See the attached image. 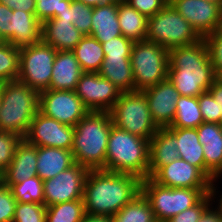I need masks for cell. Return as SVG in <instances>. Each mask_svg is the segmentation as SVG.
Returning <instances> with one entry per match:
<instances>
[{
	"mask_svg": "<svg viewBox=\"0 0 222 222\" xmlns=\"http://www.w3.org/2000/svg\"><path fill=\"white\" fill-rule=\"evenodd\" d=\"M141 181L132 174L89 170L83 192L85 212L113 216L141 193Z\"/></svg>",
	"mask_w": 222,
	"mask_h": 222,
	"instance_id": "cell-1",
	"label": "cell"
},
{
	"mask_svg": "<svg viewBox=\"0 0 222 222\" xmlns=\"http://www.w3.org/2000/svg\"><path fill=\"white\" fill-rule=\"evenodd\" d=\"M168 78L182 96L198 97L209 91L216 74L203 38L169 50Z\"/></svg>",
	"mask_w": 222,
	"mask_h": 222,
	"instance_id": "cell-2",
	"label": "cell"
},
{
	"mask_svg": "<svg viewBox=\"0 0 222 222\" xmlns=\"http://www.w3.org/2000/svg\"><path fill=\"white\" fill-rule=\"evenodd\" d=\"M113 122L109 112L90 111L74 126L72 150L75 163L88 170L105 168L109 133Z\"/></svg>",
	"mask_w": 222,
	"mask_h": 222,
	"instance_id": "cell-3",
	"label": "cell"
},
{
	"mask_svg": "<svg viewBox=\"0 0 222 222\" xmlns=\"http://www.w3.org/2000/svg\"><path fill=\"white\" fill-rule=\"evenodd\" d=\"M149 140L121 130L114 125L109 133L105 168L103 170L127 173L148 178Z\"/></svg>",
	"mask_w": 222,
	"mask_h": 222,
	"instance_id": "cell-4",
	"label": "cell"
},
{
	"mask_svg": "<svg viewBox=\"0 0 222 222\" xmlns=\"http://www.w3.org/2000/svg\"><path fill=\"white\" fill-rule=\"evenodd\" d=\"M0 89V131L24 138L39 111V92L18 80L0 83Z\"/></svg>",
	"mask_w": 222,
	"mask_h": 222,
	"instance_id": "cell-5",
	"label": "cell"
},
{
	"mask_svg": "<svg viewBox=\"0 0 222 222\" xmlns=\"http://www.w3.org/2000/svg\"><path fill=\"white\" fill-rule=\"evenodd\" d=\"M213 188H169L151 178L141 181V192L150 202L157 222H167L178 213L196 205Z\"/></svg>",
	"mask_w": 222,
	"mask_h": 222,
	"instance_id": "cell-6",
	"label": "cell"
},
{
	"mask_svg": "<svg viewBox=\"0 0 222 222\" xmlns=\"http://www.w3.org/2000/svg\"><path fill=\"white\" fill-rule=\"evenodd\" d=\"M201 39L169 2L158 13L148 18L145 40L157 43L168 51L197 43Z\"/></svg>",
	"mask_w": 222,
	"mask_h": 222,
	"instance_id": "cell-7",
	"label": "cell"
},
{
	"mask_svg": "<svg viewBox=\"0 0 222 222\" xmlns=\"http://www.w3.org/2000/svg\"><path fill=\"white\" fill-rule=\"evenodd\" d=\"M109 113L115 127L149 141L159 129L142 91L122 92Z\"/></svg>",
	"mask_w": 222,
	"mask_h": 222,
	"instance_id": "cell-8",
	"label": "cell"
},
{
	"mask_svg": "<svg viewBox=\"0 0 222 222\" xmlns=\"http://www.w3.org/2000/svg\"><path fill=\"white\" fill-rule=\"evenodd\" d=\"M130 61L135 91H142L168 78L169 51L157 43L134 42Z\"/></svg>",
	"mask_w": 222,
	"mask_h": 222,
	"instance_id": "cell-9",
	"label": "cell"
},
{
	"mask_svg": "<svg viewBox=\"0 0 222 222\" xmlns=\"http://www.w3.org/2000/svg\"><path fill=\"white\" fill-rule=\"evenodd\" d=\"M56 53L57 50L42 39L38 43L21 47L17 80L39 93L48 90Z\"/></svg>",
	"mask_w": 222,
	"mask_h": 222,
	"instance_id": "cell-10",
	"label": "cell"
},
{
	"mask_svg": "<svg viewBox=\"0 0 222 222\" xmlns=\"http://www.w3.org/2000/svg\"><path fill=\"white\" fill-rule=\"evenodd\" d=\"M39 112L74 127L90 111L75 91L48 89L39 93Z\"/></svg>",
	"mask_w": 222,
	"mask_h": 222,
	"instance_id": "cell-11",
	"label": "cell"
},
{
	"mask_svg": "<svg viewBox=\"0 0 222 222\" xmlns=\"http://www.w3.org/2000/svg\"><path fill=\"white\" fill-rule=\"evenodd\" d=\"M89 170L78 163L60 172L57 176L43 181L44 205L73 200H83L84 186Z\"/></svg>",
	"mask_w": 222,
	"mask_h": 222,
	"instance_id": "cell-12",
	"label": "cell"
},
{
	"mask_svg": "<svg viewBox=\"0 0 222 222\" xmlns=\"http://www.w3.org/2000/svg\"><path fill=\"white\" fill-rule=\"evenodd\" d=\"M75 93L89 111L109 112L121 91L99 73L84 72L79 79Z\"/></svg>",
	"mask_w": 222,
	"mask_h": 222,
	"instance_id": "cell-13",
	"label": "cell"
},
{
	"mask_svg": "<svg viewBox=\"0 0 222 222\" xmlns=\"http://www.w3.org/2000/svg\"><path fill=\"white\" fill-rule=\"evenodd\" d=\"M73 136V126L60 123L38 111L23 139L37 147L72 150Z\"/></svg>",
	"mask_w": 222,
	"mask_h": 222,
	"instance_id": "cell-14",
	"label": "cell"
},
{
	"mask_svg": "<svg viewBox=\"0 0 222 222\" xmlns=\"http://www.w3.org/2000/svg\"><path fill=\"white\" fill-rule=\"evenodd\" d=\"M175 10L204 38L221 26L222 7L207 0H169Z\"/></svg>",
	"mask_w": 222,
	"mask_h": 222,
	"instance_id": "cell-15",
	"label": "cell"
},
{
	"mask_svg": "<svg viewBox=\"0 0 222 222\" xmlns=\"http://www.w3.org/2000/svg\"><path fill=\"white\" fill-rule=\"evenodd\" d=\"M151 179L169 188H213V182L198 168L183 159L161 167Z\"/></svg>",
	"mask_w": 222,
	"mask_h": 222,
	"instance_id": "cell-16",
	"label": "cell"
},
{
	"mask_svg": "<svg viewBox=\"0 0 222 222\" xmlns=\"http://www.w3.org/2000/svg\"><path fill=\"white\" fill-rule=\"evenodd\" d=\"M142 92L148 101L153 122L158 128L170 127L176 114V103L180 94L169 78Z\"/></svg>",
	"mask_w": 222,
	"mask_h": 222,
	"instance_id": "cell-17",
	"label": "cell"
},
{
	"mask_svg": "<svg viewBox=\"0 0 222 222\" xmlns=\"http://www.w3.org/2000/svg\"><path fill=\"white\" fill-rule=\"evenodd\" d=\"M84 36L71 21L51 18L42 23L41 39L57 51H72Z\"/></svg>",
	"mask_w": 222,
	"mask_h": 222,
	"instance_id": "cell-18",
	"label": "cell"
},
{
	"mask_svg": "<svg viewBox=\"0 0 222 222\" xmlns=\"http://www.w3.org/2000/svg\"><path fill=\"white\" fill-rule=\"evenodd\" d=\"M177 146V137L168 128L157 130L149 141V178L161 167L179 158Z\"/></svg>",
	"mask_w": 222,
	"mask_h": 222,
	"instance_id": "cell-19",
	"label": "cell"
},
{
	"mask_svg": "<svg viewBox=\"0 0 222 222\" xmlns=\"http://www.w3.org/2000/svg\"><path fill=\"white\" fill-rule=\"evenodd\" d=\"M37 146L27 143L24 139L17 145L10 165L0 179L10 186L15 182L37 176Z\"/></svg>",
	"mask_w": 222,
	"mask_h": 222,
	"instance_id": "cell-20",
	"label": "cell"
},
{
	"mask_svg": "<svg viewBox=\"0 0 222 222\" xmlns=\"http://www.w3.org/2000/svg\"><path fill=\"white\" fill-rule=\"evenodd\" d=\"M83 73L72 51H57L49 89L74 91Z\"/></svg>",
	"mask_w": 222,
	"mask_h": 222,
	"instance_id": "cell-21",
	"label": "cell"
},
{
	"mask_svg": "<svg viewBox=\"0 0 222 222\" xmlns=\"http://www.w3.org/2000/svg\"><path fill=\"white\" fill-rule=\"evenodd\" d=\"M178 142L179 158L198 167L213 183L216 176L205 166L203 145L199 142L196 128H168Z\"/></svg>",
	"mask_w": 222,
	"mask_h": 222,
	"instance_id": "cell-22",
	"label": "cell"
},
{
	"mask_svg": "<svg viewBox=\"0 0 222 222\" xmlns=\"http://www.w3.org/2000/svg\"><path fill=\"white\" fill-rule=\"evenodd\" d=\"M196 129L205 166L217 177L222 171V124L203 122Z\"/></svg>",
	"mask_w": 222,
	"mask_h": 222,
	"instance_id": "cell-23",
	"label": "cell"
},
{
	"mask_svg": "<svg viewBox=\"0 0 222 222\" xmlns=\"http://www.w3.org/2000/svg\"><path fill=\"white\" fill-rule=\"evenodd\" d=\"M41 28L35 14L14 10L9 23V43L19 48L38 43Z\"/></svg>",
	"mask_w": 222,
	"mask_h": 222,
	"instance_id": "cell-24",
	"label": "cell"
},
{
	"mask_svg": "<svg viewBox=\"0 0 222 222\" xmlns=\"http://www.w3.org/2000/svg\"><path fill=\"white\" fill-rule=\"evenodd\" d=\"M75 164L71 150L55 147H37V176L45 181Z\"/></svg>",
	"mask_w": 222,
	"mask_h": 222,
	"instance_id": "cell-25",
	"label": "cell"
},
{
	"mask_svg": "<svg viewBox=\"0 0 222 222\" xmlns=\"http://www.w3.org/2000/svg\"><path fill=\"white\" fill-rule=\"evenodd\" d=\"M120 35L122 34L118 21V3H105L93 7L90 36L104 43Z\"/></svg>",
	"mask_w": 222,
	"mask_h": 222,
	"instance_id": "cell-26",
	"label": "cell"
},
{
	"mask_svg": "<svg viewBox=\"0 0 222 222\" xmlns=\"http://www.w3.org/2000/svg\"><path fill=\"white\" fill-rule=\"evenodd\" d=\"M98 73L111 81L121 92L135 91L130 57H104Z\"/></svg>",
	"mask_w": 222,
	"mask_h": 222,
	"instance_id": "cell-27",
	"label": "cell"
},
{
	"mask_svg": "<svg viewBox=\"0 0 222 222\" xmlns=\"http://www.w3.org/2000/svg\"><path fill=\"white\" fill-rule=\"evenodd\" d=\"M121 34L133 42L143 41L147 35L148 18L125 1L118 3Z\"/></svg>",
	"mask_w": 222,
	"mask_h": 222,
	"instance_id": "cell-28",
	"label": "cell"
},
{
	"mask_svg": "<svg viewBox=\"0 0 222 222\" xmlns=\"http://www.w3.org/2000/svg\"><path fill=\"white\" fill-rule=\"evenodd\" d=\"M72 52L83 72H99L105 55L102 44L96 38L85 35Z\"/></svg>",
	"mask_w": 222,
	"mask_h": 222,
	"instance_id": "cell-29",
	"label": "cell"
},
{
	"mask_svg": "<svg viewBox=\"0 0 222 222\" xmlns=\"http://www.w3.org/2000/svg\"><path fill=\"white\" fill-rule=\"evenodd\" d=\"M203 122L198 97L180 95L175 117L167 128H197Z\"/></svg>",
	"mask_w": 222,
	"mask_h": 222,
	"instance_id": "cell-30",
	"label": "cell"
},
{
	"mask_svg": "<svg viewBox=\"0 0 222 222\" xmlns=\"http://www.w3.org/2000/svg\"><path fill=\"white\" fill-rule=\"evenodd\" d=\"M111 218L113 222H157L150 202L142 192Z\"/></svg>",
	"mask_w": 222,
	"mask_h": 222,
	"instance_id": "cell-31",
	"label": "cell"
},
{
	"mask_svg": "<svg viewBox=\"0 0 222 222\" xmlns=\"http://www.w3.org/2000/svg\"><path fill=\"white\" fill-rule=\"evenodd\" d=\"M85 214L83 200L62 202L46 207L45 222H81Z\"/></svg>",
	"mask_w": 222,
	"mask_h": 222,
	"instance_id": "cell-32",
	"label": "cell"
},
{
	"mask_svg": "<svg viewBox=\"0 0 222 222\" xmlns=\"http://www.w3.org/2000/svg\"><path fill=\"white\" fill-rule=\"evenodd\" d=\"M9 187L17 202L44 204L43 180L38 176L15 182Z\"/></svg>",
	"mask_w": 222,
	"mask_h": 222,
	"instance_id": "cell-33",
	"label": "cell"
},
{
	"mask_svg": "<svg viewBox=\"0 0 222 222\" xmlns=\"http://www.w3.org/2000/svg\"><path fill=\"white\" fill-rule=\"evenodd\" d=\"M92 14L93 7L72 0L71 7H66L56 18L71 21L83 35H91Z\"/></svg>",
	"mask_w": 222,
	"mask_h": 222,
	"instance_id": "cell-34",
	"label": "cell"
},
{
	"mask_svg": "<svg viewBox=\"0 0 222 222\" xmlns=\"http://www.w3.org/2000/svg\"><path fill=\"white\" fill-rule=\"evenodd\" d=\"M20 48L4 42L0 44V83L15 81L19 77Z\"/></svg>",
	"mask_w": 222,
	"mask_h": 222,
	"instance_id": "cell-35",
	"label": "cell"
},
{
	"mask_svg": "<svg viewBox=\"0 0 222 222\" xmlns=\"http://www.w3.org/2000/svg\"><path fill=\"white\" fill-rule=\"evenodd\" d=\"M46 206L40 203H20L15 206L13 222H45Z\"/></svg>",
	"mask_w": 222,
	"mask_h": 222,
	"instance_id": "cell-36",
	"label": "cell"
},
{
	"mask_svg": "<svg viewBox=\"0 0 222 222\" xmlns=\"http://www.w3.org/2000/svg\"><path fill=\"white\" fill-rule=\"evenodd\" d=\"M22 139L15 133L0 131V177L10 165L15 149Z\"/></svg>",
	"mask_w": 222,
	"mask_h": 222,
	"instance_id": "cell-37",
	"label": "cell"
},
{
	"mask_svg": "<svg viewBox=\"0 0 222 222\" xmlns=\"http://www.w3.org/2000/svg\"><path fill=\"white\" fill-rule=\"evenodd\" d=\"M71 2L72 0H36V18L41 24L56 18L66 7H71Z\"/></svg>",
	"mask_w": 222,
	"mask_h": 222,
	"instance_id": "cell-38",
	"label": "cell"
},
{
	"mask_svg": "<svg viewBox=\"0 0 222 222\" xmlns=\"http://www.w3.org/2000/svg\"><path fill=\"white\" fill-rule=\"evenodd\" d=\"M213 192L206 194L196 205L170 218L167 222H197L203 212L215 202Z\"/></svg>",
	"mask_w": 222,
	"mask_h": 222,
	"instance_id": "cell-39",
	"label": "cell"
},
{
	"mask_svg": "<svg viewBox=\"0 0 222 222\" xmlns=\"http://www.w3.org/2000/svg\"><path fill=\"white\" fill-rule=\"evenodd\" d=\"M207 44L210 62L215 74L222 71V30L219 28L203 38Z\"/></svg>",
	"mask_w": 222,
	"mask_h": 222,
	"instance_id": "cell-40",
	"label": "cell"
},
{
	"mask_svg": "<svg viewBox=\"0 0 222 222\" xmlns=\"http://www.w3.org/2000/svg\"><path fill=\"white\" fill-rule=\"evenodd\" d=\"M101 44L104 57H130L134 42L120 35Z\"/></svg>",
	"mask_w": 222,
	"mask_h": 222,
	"instance_id": "cell-41",
	"label": "cell"
},
{
	"mask_svg": "<svg viewBox=\"0 0 222 222\" xmlns=\"http://www.w3.org/2000/svg\"><path fill=\"white\" fill-rule=\"evenodd\" d=\"M16 203L10 187L0 179V222H13Z\"/></svg>",
	"mask_w": 222,
	"mask_h": 222,
	"instance_id": "cell-42",
	"label": "cell"
},
{
	"mask_svg": "<svg viewBox=\"0 0 222 222\" xmlns=\"http://www.w3.org/2000/svg\"><path fill=\"white\" fill-rule=\"evenodd\" d=\"M198 103L204 122L220 124V115H217V102L209 91L198 96Z\"/></svg>",
	"mask_w": 222,
	"mask_h": 222,
	"instance_id": "cell-43",
	"label": "cell"
},
{
	"mask_svg": "<svg viewBox=\"0 0 222 222\" xmlns=\"http://www.w3.org/2000/svg\"><path fill=\"white\" fill-rule=\"evenodd\" d=\"M147 18L158 13L169 0H124Z\"/></svg>",
	"mask_w": 222,
	"mask_h": 222,
	"instance_id": "cell-44",
	"label": "cell"
},
{
	"mask_svg": "<svg viewBox=\"0 0 222 222\" xmlns=\"http://www.w3.org/2000/svg\"><path fill=\"white\" fill-rule=\"evenodd\" d=\"M0 4L7 6L12 11L21 10L35 14L36 0H0Z\"/></svg>",
	"mask_w": 222,
	"mask_h": 222,
	"instance_id": "cell-45",
	"label": "cell"
},
{
	"mask_svg": "<svg viewBox=\"0 0 222 222\" xmlns=\"http://www.w3.org/2000/svg\"><path fill=\"white\" fill-rule=\"evenodd\" d=\"M13 11L7 6L0 4V34L9 43V23Z\"/></svg>",
	"mask_w": 222,
	"mask_h": 222,
	"instance_id": "cell-46",
	"label": "cell"
},
{
	"mask_svg": "<svg viewBox=\"0 0 222 222\" xmlns=\"http://www.w3.org/2000/svg\"><path fill=\"white\" fill-rule=\"evenodd\" d=\"M212 203L202 214L197 222H222V209Z\"/></svg>",
	"mask_w": 222,
	"mask_h": 222,
	"instance_id": "cell-47",
	"label": "cell"
},
{
	"mask_svg": "<svg viewBox=\"0 0 222 222\" xmlns=\"http://www.w3.org/2000/svg\"><path fill=\"white\" fill-rule=\"evenodd\" d=\"M209 92L217 102V115H220V124H222V84L215 80Z\"/></svg>",
	"mask_w": 222,
	"mask_h": 222,
	"instance_id": "cell-48",
	"label": "cell"
},
{
	"mask_svg": "<svg viewBox=\"0 0 222 222\" xmlns=\"http://www.w3.org/2000/svg\"><path fill=\"white\" fill-rule=\"evenodd\" d=\"M81 222H113L111 216L85 214Z\"/></svg>",
	"mask_w": 222,
	"mask_h": 222,
	"instance_id": "cell-49",
	"label": "cell"
},
{
	"mask_svg": "<svg viewBox=\"0 0 222 222\" xmlns=\"http://www.w3.org/2000/svg\"><path fill=\"white\" fill-rule=\"evenodd\" d=\"M217 187H218V185L216 186V184H213L212 192H213L214 198H216V199H214V200H216L215 203L218 202L217 205L222 209V192ZM219 192H220V194H219Z\"/></svg>",
	"mask_w": 222,
	"mask_h": 222,
	"instance_id": "cell-50",
	"label": "cell"
},
{
	"mask_svg": "<svg viewBox=\"0 0 222 222\" xmlns=\"http://www.w3.org/2000/svg\"><path fill=\"white\" fill-rule=\"evenodd\" d=\"M75 1L82 2L90 7H96L102 4V0H75Z\"/></svg>",
	"mask_w": 222,
	"mask_h": 222,
	"instance_id": "cell-51",
	"label": "cell"
},
{
	"mask_svg": "<svg viewBox=\"0 0 222 222\" xmlns=\"http://www.w3.org/2000/svg\"><path fill=\"white\" fill-rule=\"evenodd\" d=\"M124 0H102V4H113V3H119L122 2Z\"/></svg>",
	"mask_w": 222,
	"mask_h": 222,
	"instance_id": "cell-52",
	"label": "cell"
},
{
	"mask_svg": "<svg viewBox=\"0 0 222 222\" xmlns=\"http://www.w3.org/2000/svg\"><path fill=\"white\" fill-rule=\"evenodd\" d=\"M216 80L222 84V71L216 74Z\"/></svg>",
	"mask_w": 222,
	"mask_h": 222,
	"instance_id": "cell-53",
	"label": "cell"
},
{
	"mask_svg": "<svg viewBox=\"0 0 222 222\" xmlns=\"http://www.w3.org/2000/svg\"><path fill=\"white\" fill-rule=\"evenodd\" d=\"M207 1L214 2L222 7V0H207Z\"/></svg>",
	"mask_w": 222,
	"mask_h": 222,
	"instance_id": "cell-54",
	"label": "cell"
},
{
	"mask_svg": "<svg viewBox=\"0 0 222 222\" xmlns=\"http://www.w3.org/2000/svg\"><path fill=\"white\" fill-rule=\"evenodd\" d=\"M221 176H222V171H221V172L218 174V176L216 177L214 184H216V185L218 184L217 181L219 182L218 179H222Z\"/></svg>",
	"mask_w": 222,
	"mask_h": 222,
	"instance_id": "cell-55",
	"label": "cell"
},
{
	"mask_svg": "<svg viewBox=\"0 0 222 222\" xmlns=\"http://www.w3.org/2000/svg\"><path fill=\"white\" fill-rule=\"evenodd\" d=\"M4 42H6V41L3 39V37H2L1 34H0V44H2V43H4Z\"/></svg>",
	"mask_w": 222,
	"mask_h": 222,
	"instance_id": "cell-56",
	"label": "cell"
},
{
	"mask_svg": "<svg viewBox=\"0 0 222 222\" xmlns=\"http://www.w3.org/2000/svg\"><path fill=\"white\" fill-rule=\"evenodd\" d=\"M1 89H0V108H1Z\"/></svg>",
	"mask_w": 222,
	"mask_h": 222,
	"instance_id": "cell-57",
	"label": "cell"
}]
</instances>
